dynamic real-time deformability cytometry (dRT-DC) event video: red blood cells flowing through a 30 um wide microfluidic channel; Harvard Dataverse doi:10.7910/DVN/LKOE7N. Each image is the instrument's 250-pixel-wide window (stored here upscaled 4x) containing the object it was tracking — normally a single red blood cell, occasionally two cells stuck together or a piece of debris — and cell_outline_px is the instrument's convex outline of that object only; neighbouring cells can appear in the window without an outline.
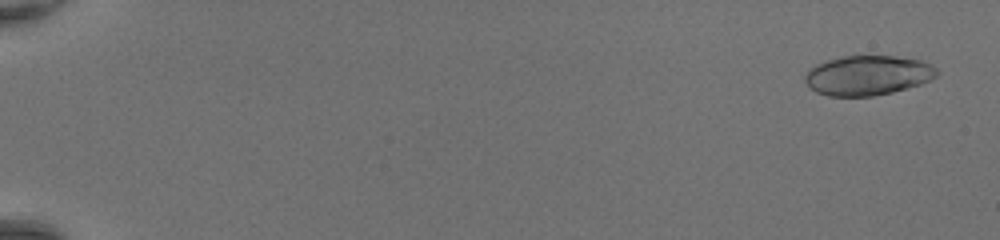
{"species": "common noctule bat (a hibernating species)", "species_latin": "Nyctalus noctula", "temperature_condition": "room temperature", "stored_images_in_passage": 50, "camera_frame_rate_fps": 3000, "um_per_image_px": 0.085, "animal": {"sex": "female", "body_mass_g": 20.0, "forearm_length_mm": 54.0}, "frame": {"image": 1, "passage_image": 3, "time_ms": 0.667, "image_size_px": [1000, 240], "cell_outline_px": [[940, 72], [936, 76], [920, 84], [908, 88], [892, 92], [872, 96], [828, 96], [816, 92], [804, 80], [804, 76], [816, 64], [824, 60], [840, 56], [896, 56], [920, 60], [936, 68]], "centroid_in_image_um": [73.75, 6.4], "position_along_channel_um": 11.3, "area_um2": 30.46}}
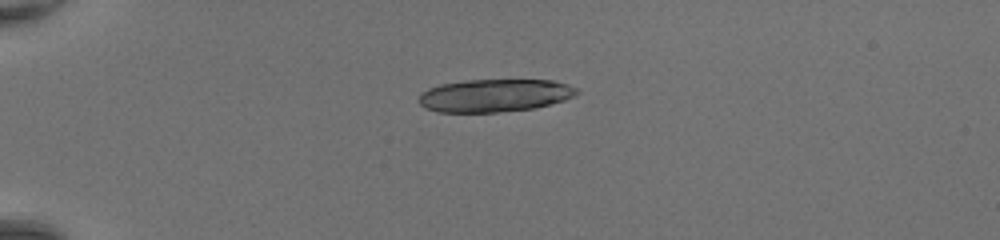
{"frame": {"image": 2, "passage_image": 15, "time_ms": 4.667, "image_size_px": [1000, 240], "cell_outline_px": [[580, 92], [564, 100], [536, 108], [500, 112], [436, 112], [424, 108], [416, 100], [420, 92], [428, 88], [440, 84], [468, 80], [552, 80], [568, 84], [576, 88]], "centroid_in_image_um": [41.99, 8.12], "position_along_channel_um": 43.0, "area_um2": 30.46}}
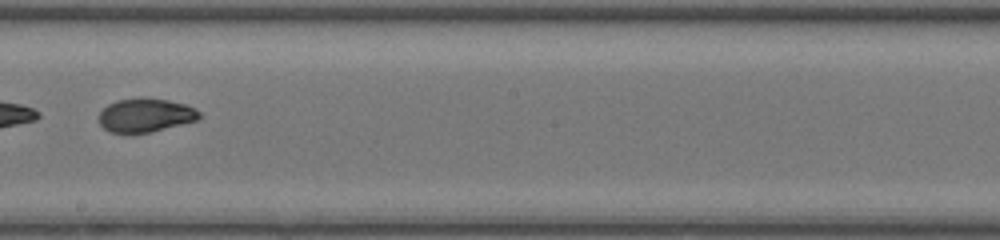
{"frame": {"image": 3, "passage_image": 32, "time_ms": 10.333, "image_size_px": [1000, 240], "cell_outline_px": [[204, 116], [196, 120], [152, 132], [108, 132], [100, 124], [100, 112], [108, 104], [116, 100], [140, 96], [168, 100], [184, 104], [196, 108]], "centroid_in_image_um": [12.39, 9.76], "position_along_channel_um": 235.8, "area_um2": 19.83}}